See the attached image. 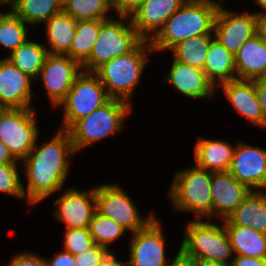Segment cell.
<instances>
[{"instance_id":"46","label":"cell","mask_w":266,"mask_h":266,"mask_svg":"<svg viewBox=\"0 0 266 266\" xmlns=\"http://www.w3.org/2000/svg\"><path fill=\"white\" fill-rule=\"evenodd\" d=\"M197 266H229L220 262L208 261V260H196Z\"/></svg>"},{"instance_id":"1","label":"cell","mask_w":266,"mask_h":266,"mask_svg":"<svg viewBox=\"0 0 266 266\" xmlns=\"http://www.w3.org/2000/svg\"><path fill=\"white\" fill-rule=\"evenodd\" d=\"M75 153L70 134L60 129L54 138L37 148V144L24 161L27 176L24 196L30 204H36L60 191L65 184L69 169V156Z\"/></svg>"},{"instance_id":"35","label":"cell","mask_w":266,"mask_h":266,"mask_svg":"<svg viewBox=\"0 0 266 266\" xmlns=\"http://www.w3.org/2000/svg\"><path fill=\"white\" fill-rule=\"evenodd\" d=\"M17 163L0 164V193L25 197Z\"/></svg>"},{"instance_id":"36","label":"cell","mask_w":266,"mask_h":266,"mask_svg":"<svg viewBox=\"0 0 266 266\" xmlns=\"http://www.w3.org/2000/svg\"><path fill=\"white\" fill-rule=\"evenodd\" d=\"M109 249L95 244L83 253L75 255L77 266H99L104 258L110 253Z\"/></svg>"},{"instance_id":"33","label":"cell","mask_w":266,"mask_h":266,"mask_svg":"<svg viewBox=\"0 0 266 266\" xmlns=\"http://www.w3.org/2000/svg\"><path fill=\"white\" fill-rule=\"evenodd\" d=\"M89 231L95 244L110 249V243L123 235L126 229L96 211L90 221Z\"/></svg>"},{"instance_id":"49","label":"cell","mask_w":266,"mask_h":266,"mask_svg":"<svg viewBox=\"0 0 266 266\" xmlns=\"http://www.w3.org/2000/svg\"><path fill=\"white\" fill-rule=\"evenodd\" d=\"M7 108L0 102V117L5 112Z\"/></svg>"},{"instance_id":"19","label":"cell","mask_w":266,"mask_h":266,"mask_svg":"<svg viewBox=\"0 0 266 266\" xmlns=\"http://www.w3.org/2000/svg\"><path fill=\"white\" fill-rule=\"evenodd\" d=\"M164 80L188 98L200 99L216 94L217 87L209 80L203 69L177 62L174 59L170 72Z\"/></svg>"},{"instance_id":"37","label":"cell","mask_w":266,"mask_h":266,"mask_svg":"<svg viewBox=\"0 0 266 266\" xmlns=\"http://www.w3.org/2000/svg\"><path fill=\"white\" fill-rule=\"evenodd\" d=\"M34 253H21L13 257L7 266H46L45 258Z\"/></svg>"},{"instance_id":"18","label":"cell","mask_w":266,"mask_h":266,"mask_svg":"<svg viewBox=\"0 0 266 266\" xmlns=\"http://www.w3.org/2000/svg\"><path fill=\"white\" fill-rule=\"evenodd\" d=\"M250 192L251 190L234 178L229 171L212 172L213 217L226 219Z\"/></svg>"},{"instance_id":"9","label":"cell","mask_w":266,"mask_h":266,"mask_svg":"<svg viewBox=\"0 0 266 266\" xmlns=\"http://www.w3.org/2000/svg\"><path fill=\"white\" fill-rule=\"evenodd\" d=\"M33 108L6 109L0 117V142L13 157L24 160L37 141L38 127Z\"/></svg>"},{"instance_id":"26","label":"cell","mask_w":266,"mask_h":266,"mask_svg":"<svg viewBox=\"0 0 266 266\" xmlns=\"http://www.w3.org/2000/svg\"><path fill=\"white\" fill-rule=\"evenodd\" d=\"M77 21L63 11L46 21L49 54L66 55L76 33Z\"/></svg>"},{"instance_id":"15","label":"cell","mask_w":266,"mask_h":266,"mask_svg":"<svg viewBox=\"0 0 266 266\" xmlns=\"http://www.w3.org/2000/svg\"><path fill=\"white\" fill-rule=\"evenodd\" d=\"M55 218L63 221L66 228H89L97 211L95 187L90 191L68 189L55 202Z\"/></svg>"},{"instance_id":"6","label":"cell","mask_w":266,"mask_h":266,"mask_svg":"<svg viewBox=\"0 0 266 266\" xmlns=\"http://www.w3.org/2000/svg\"><path fill=\"white\" fill-rule=\"evenodd\" d=\"M119 19L101 20L97 40L89 57L81 64L82 69H86L84 71L94 72L109 60L132 51L143 40L133 27L130 16L119 15ZM125 20L127 22L123 23Z\"/></svg>"},{"instance_id":"39","label":"cell","mask_w":266,"mask_h":266,"mask_svg":"<svg viewBox=\"0 0 266 266\" xmlns=\"http://www.w3.org/2000/svg\"><path fill=\"white\" fill-rule=\"evenodd\" d=\"M45 262L46 266H77L75 256L65 250L51 260L45 259Z\"/></svg>"},{"instance_id":"14","label":"cell","mask_w":266,"mask_h":266,"mask_svg":"<svg viewBox=\"0 0 266 266\" xmlns=\"http://www.w3.org/2000/svg\"><path fill=\"white\" fill-rule=\"evenodd\" d=\"M229 172L251 191L266 190V149L239 142Z\"/></svg>"},{"instance_id":"28","label":"cell","mask_w":266,"mask_h":266,"mask_svg":"<svg viewBox=\"0 0 266 266\" xmlns=\"http://www.w3.org/2000/svg\"><path fill=\"white\" fill-rule=\"evenodd\" d=\"M212 37V34H202L179 42L171 49L173 59L192 67L204 69Z\"/></svg>"},{"instance_id":"50","label":"cell","mask_w":266,"mask_h":266,"mask_svg":"<svg viewBox=\"0 0 266 266\" xmlns=\"http://www.w3.org/2000/svg\"><path fill=\"white\" fill-rule=\"evenodd\" d=\"M68 0H60L62 4L66 3Z\"/></svg>"},{"instance_id":"2","label":"cell","mask_w":266,"mask_h":266,"mask_svg":"<svg viewBox=\"0 0 266 266\" xmlns=\"http://www.w3.org/2000/svg\"><path fill=\"white\" fill-rule=\"evenodd\" d=\"M219 5L213 0H186L151 38L153 51L172 49L193 36L211 34Z\"/></svg>"},{"instance_id":"20","label":"cell","mask_w":266,"mask_h":266,"mask_svg":"<svg viewBox=\"0 0 266 266\" xmlns=\"http://www.w3.org/2000/svg\"><path fill=\"white\" fill-rule=\"evenodd\" d=\"M232 106L255 125L264 127V117L254 80L235 79L221 85Z\"/></svg>"},{"instance_id":"40","label":"cell","mask_w":266,"mask_h":266,"mask_svg":"<svg viewBox=\"0 0 266 266\" xmlns=\"http://www.w3.org/2000/svg\"><path fill=\"white\" fill-rule=\"evenodd\" d=\"M256 93L261 106V111L264 117V128L266 127V76L254 80Z\"/></svg>"},{"instance_id":"4","label":"cell","mask_w":266,"mask_h":266,"mask_svg":"<svg viewBox=\"0 0 266 266\" xmlns=\"http://www.w3.org/2000/svg\"><path fill=\"white\" fill-rule=\"evenodd\" d=\"M212 172L194 165L178 171L168 196L176 210L195 212L196 219L213 217Z\"/></svg>"},{"instance_id":"32","label":"cell","mask_w":266,"mask_h":266,"mask_svg":"<svg viewBox=\"0 0 266 266\" xmlns=\"http://www.w3.org/2000/svg\"><path fill=\"white\" fill-rule=\"evenodd\" d=\"M27 23L12 10L0 14V44L11 53L27 40Z\"/></svg>"},{"instance_id":"34","label":"cell","mask_w":266,"mask_h":266,"mask_svg":"<svg viewBox=\"0 0 266 266\" xmlns=\"http://www.w3.org/2000/svg\"><path fill=\"white\" fill-rule=\"evenodd\" d=\"M64 234V250L74 256L95 245L89 228H67Z\"/></svg>"},{"instance_id":"13","label":"cell","mask_w":266,"mask_h":266,"mask_svg":"<svg viewBox=\"0 0 266 266\" xmlns=\"http://www.w3.org/2000/svg\"><path fill=\"white\" fill-rule=\"evenodd\" d=\"M160 221L154 218L144 229L132 235L129 266H168L165 238Z\"/></svg>"},{"instance_id":"8","label":"cell","mask_w":266,"mask_h":266,"mask_svg":"<svg viewBox=\"0 0 266 266\" xmlns=\"http://www.w3.org/2000/svg\"><path fill=\"white\" fill-rule=\"evenodd\" d=\"M110 99L98 76L94 72L82 71L59 104L64 106L61 129L68 130L77 120L88 116Z\"/></svg>"},{"instance_id":"10","label":"cell","mask_w":266,"mask_h":266,"mask_svg":"<svg viewBox=\"0 0 266 266\" xmlns=\"http://www.w3.org/2000/svg\"><path fill=\"white\" fill-rule=\"evenodd\" d=\"M95 195L97 211L132 234L144 229L155 218L153 214L141 218L131 198L116 184L95 187Z\"/></svg>"},{"instance_id":"21","label":"cell","mask_w":266,"mask_h":266,"mask_svg":"<svg viewBox=\"0 0 266 266\" xmlns=\"http://www.w3.org/2000/svg\"><path fill=\"white\" fill-rule=\"evenodd\" d=\"M237 79L256 80L266 76V42L259 36L247 40L234 55Z\"/></svg>"},{"instance_id":"23","label":"cell","mask_w":266,"mask_h":266,"mask_svg":"<svg viewBox=\"0 0 266 266\" xmlns=\"http://www.w3.org/2000/svg\"><path fill=\"white\" fill-rule=\"evenodd\" d=\"M234 149L225 141L201 138L194 147L195 165L211 172L229 171Z\"/></svg>"},{"instance_id":"44","label":"cell","mask_w":266,"mask_h":266,"mask_svg":"<svg viewBox=\"0 0 266 266\" xmlns=\"http://www.w3.org/2000/svg\"><path fill=\"white\" fill-rule=\"evenodd\" d=\"M17 163L6 145L0 142V164Z\"/></svg>"},{"instance_id":"38","label":"cell","mask_w":266,"mask_h":266,"mask_svg":"<svg viewBox=\"0 0 266 266\" xmlns=\"http://www.w3.org/2000/svg\"><path fill=\"white\" fill-rule=\"evenodd\" d=\"M143 1L144 0H111V8L117 12L118 16H131Z\"/></svg>"},{"instance_id":"3","label":"cell","mask_w":266,"mask_h":266,"mask_svg":"<svg viewBox=\"0 0 266 266\" xmlns=\"http://www.w3.org/2000/svg\"><path fill=\"white\" fill-rule=\"evenodd\" d=\"M146 52H153V49L150 40L143 39L132 51L109 60L94 71L111 98L129 102L145 68Z\"/></svg>"},{"instance_id":"5","label":"cell","mask_w":266,"mask_h":266,"mask_svg":"<svg viewBox=\"0 0 266 266\" xmlns=\"http://www.w3.org/2000/svg\"><path fill=\"white\" fill-rule=\"evenodd\" d=\"M130 107V102L111 98L88 116L77 120L67 130L75 152L119 132L124 127V118L131 113Z\"/></svg>"},{"instance_id":"11","label":"cell","mask_w":266,"mask_h":266,"mask_svg":"<svg viewBox=\"0 0 266 266\" xmlns=\"http://www.w3.org/2000/svg\"><path fill=\"white\" fill-rule=\"evenodd\" d=\"M81 64L68 55L49 54L39 73L53 107H58L82 72Z\"/></svg>"},{"instance_id":"16","label":"cell","mask_w":266,"mask_h":266,"mask_svg":"<svg viewBox=\"0 0 266 266\" xmlns=\"http://www.w3.org/2000/svg\"><path fill=\"white\" fill-rule=\"evenodd\" d=\"M33 78L19 70L10 59L0 60V102L7 109L32 108Z\"/></svg>"},{"instance_id":"42","label":"cell","mask_w":266,"mask_h":266,"mask_svg":"<svg viewBox=\"0 0 266 266\" xmlns=\"http://www.w3.org/2000/svg\"><path fill=\"white\" fill-rule=\"evenodd\" d=\"M168 266H197V264L196 259L188 258L178 251L177 255L173 261H170Z\"/></svg>"},{"instance_id":"45","label":"cell","mask_w":266,"mask_h":266,"mask_svg":"<svg viewBox=\"0 0 266 266\" xmlns=\"http://www.w3.org/2000/svg\"><path fill=\"white\" fill-rule=\"evenodd\" d=\"M129 266V261L127 260L126 262H122L116 259L115 255L113 252L109 253L104 260L100 263L99 266Z\"/></svg>"},{"instance_id":"30","label":"cell","mask_w":266,"mask_h":266,"mask_svg":"<svg viewBox=\"0 0 266 266\" xmlns=\"http://www.w3.org/2000/svg\"><path fill=\"white\" fill-rule=\"evenodd\" d=\"M101 28V20L77 21L75 37L66 54L82 64L90 55Z\"/></svg>"},{"instance_id":"7","label":"cell","mask_w":266,"mask_h":266,"mask_svg":"<svg viewBox=\"0 0 266 266\" xmlns=\"http://www.w3.org/2000/svg\"><path fill=\"white\" fill-rule=\"evenodd\" d=\"M179 251L186 257L231 264L228 259L234 253L227 230L223 226L201 220H192L186 225Z\"/></svg>"},{"instance_id":"43","label":"cell","mask_w":266,"mask_h":266,"mask_svg":"<svg viewBox=\"0 0 266 266\" xmlns=\"http://www.w3.org/2000/svg\"><path fill=\"white\" fill-rule=\"evenodd\" d=\"M256 15L257 35H259L266 42V14Z\"/></svg>"},{"instance_id":"47","label":"cell","mask_w":266,"mask_h":266,"mask_svg":"<svg viewBox=\"0 0 266 266\" xmlns=\"http://www.w3.org/2000/svg\"><path fill=\"white\" fill-rule=\"evenodd\" d=\"M257 4L262 8L261 12H256L254 14H266V0H255Z\"/></svg>"},{"instance_id":"24","label":"cell","mask_w":266,"mask_h":266,"mask_svg":"<svg viewBox=\"0 0 266 266\" xmlns=\"http://www.w3.org/2000/svg\"><path fill=\"white\" fill-rule=\"evenodd\" d=\"M203 70L215 87L216 85L218 87V85L225 82L237 79L235 76L234 55L215 36L211 41ZM216 82L219 83L217 84Z\"/></svg>"},{"instance_id":"12","label":"cell","mask_w":266,"mask_h":266,"mask_svg":"<svg viewBox=\"0 0 266 266\" xmlns=\"http://www.w3.org/2000/svg\"><path fill=\"white\" fill-rule=\"evenodd\" d=\"M214 36L233 55L257 34L256 15L223 9L219 5L214 21Z\"/></svg>"},{"instance_id":"29","label":"cell","mask_w":266,"mask_h":266,"mask_svg":"<svg viewBox=\"0 0 266 266\" xmlns=\"http://www.w3.org/2000/svg\"><path fill=\"white\" fill-rule=\"evenodd\" d=\"M12 11L29 25L45 23L63 11L60 0H19Z\"/></svg>"},{"instance_id":"27","label":"cell","mask_w":266,"mask_h":266,"mask_svg":"<svg viewBox=\"0 0 266 266\" xmlns=\"http://www.w3.org/2000/svg\"><path fill=\"white\" fill-rule=\"evenodd\" d=\"M48 55L49 52L44 45L42 46L39 43L27 39L22 45L10 53L7 58L19 70L36 80Z\"/></svg>"},{"instance_id":"31","label":"cell","mask_w":266,"mask_h":266,"mask_svg":"<svg viewBox=\"0 0 266 266\" xmlns=\"http://www.w3.org/2000/svg\"><path fill=\"white\" fill-rule=\"evenodd\" d=\"M111 8V0H68L63 4V12L76 21L105 20Z\"/></svg>"},{"instance_id":"41","label":"cell","mask_w":266,"mask_h":266,"mask_svg":"<svg viewBox=\"0 0 266 266\" xmlns=\"http://www.w3.org/2000/svg\"><path fill=\"white\" fill-rule=\"evenodd\" d=\"M230 266H266V259L236 255Z\"/></svg>"},{"instance_id":"48","label":"cell","mask_w":266,"mask_h":266,"mask_svg":"<svg viewBox=\"0 0 266 266\" xmlns=\"http://www.w3.org/2000/svg\"><path fill=\"white\" fill-rule=\"evenodd\" d=\"M19 0H0V5L11 4V10L17 5Z\"/></svg>"},{"instance_id":"22","label":"cell","mask_w":266,"mask_h":266,"mask_svg":"<svg viewBox=\"0 0 266 266\" xmlns=\"http://www.w3.org/2000/svg\"><path fill=\"white\" fill-rule=\"evenodd\" d=\"M223 221L224 225L247 226L266 234V191H251Z\"/></svg>"},{"instance_id":"25","label":"cell","mask_w":266,"mask_h":266,"mask_svg":"<svg viewBox=\"0 0 266 266\" xmlns=\"http://www.w3.org/2000/svg\"><path fill=\"white\" fill-rule=\"evenodd\" d=\"M236 255L266 259V234L247 226L224 225Z\"/></svg>"},{"instance_id":"17","label":"cell","mask_w":266,"mask_h":266,"mask_svg":"<svg viewBox=\"0 0 266 266\" xmlns=\"http://www.w3.org/2000/svg\"><path fill=\"white\" fill-rule=\"evenodd\" d=\"M185 2L186 0H144L131 14L130 20L144 40H151Z\"/></svg>"}]
</instances>
